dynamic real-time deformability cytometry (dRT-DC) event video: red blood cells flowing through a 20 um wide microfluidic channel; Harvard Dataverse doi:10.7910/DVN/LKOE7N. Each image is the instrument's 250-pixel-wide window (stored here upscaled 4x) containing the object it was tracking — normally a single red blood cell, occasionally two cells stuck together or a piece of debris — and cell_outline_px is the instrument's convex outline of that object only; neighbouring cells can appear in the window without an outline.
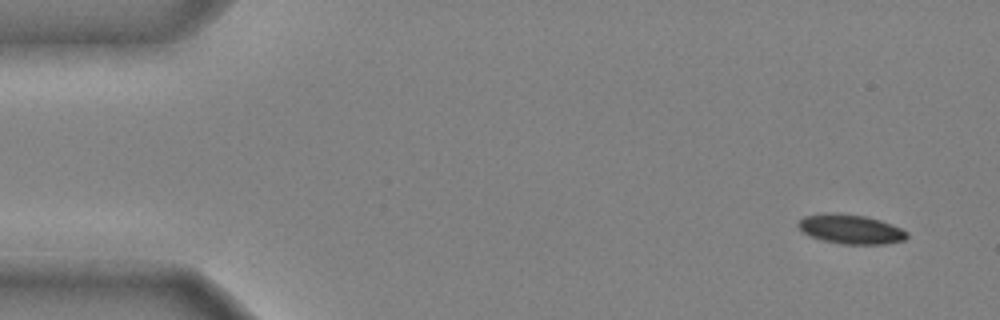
{"species": "common noctule bat (a hibernating species)", "species_latin": "Nyctalus noctula", "temperature_condition": "cold", "stored_images_in_passage": 46, "camera_frame_rate_fps": 3000, "um_per_image_px": 0.085, "animal": {"sex": "male", "body_mass_g": 20.4}, "frame": {"image": 1, "passage_image": 1, "time_ms": 0.0, "image_size_px": [1000, 320], "cell_outline_px": [[908, 236], [904, 240], [884, 244], [840, 244], [808, 236], [796, 224], [804, 216], [864, 216], [880, 220], [900, 228], [908, 232]], "centroid_in_image_um": [72.37, 19.54], "position_along_channel_um": 12.6, "area_um2": 17.63}}
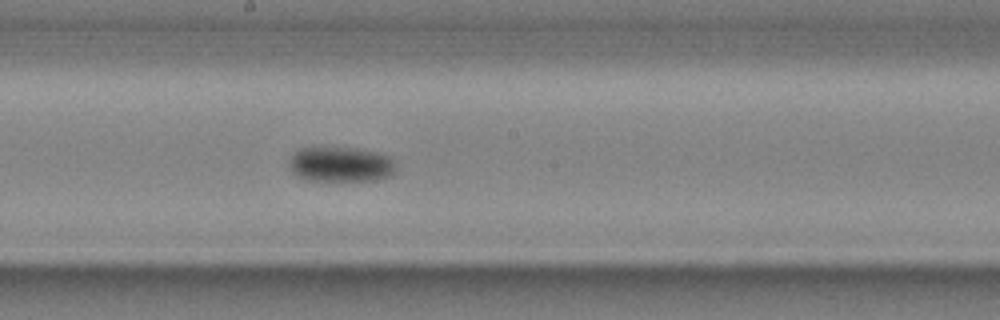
{"frame": {"image": 2, "passage_image": 25, "time_ms": 8.0, "image_size_px": [1000, 320], "cell_outline_px": [[396, 172], [392, 176], [376, 180], [304, 180], [296, 176], [292, 172], [288, 164], [292, 156], [300, 148], [356, 148], [376, 152], [388, 156], [392, 160], [396, 168]], "centroid_in_image_um": [28.97, 13.98], "position_along_channel_um": 219.2, "area_um2": 21.79}}
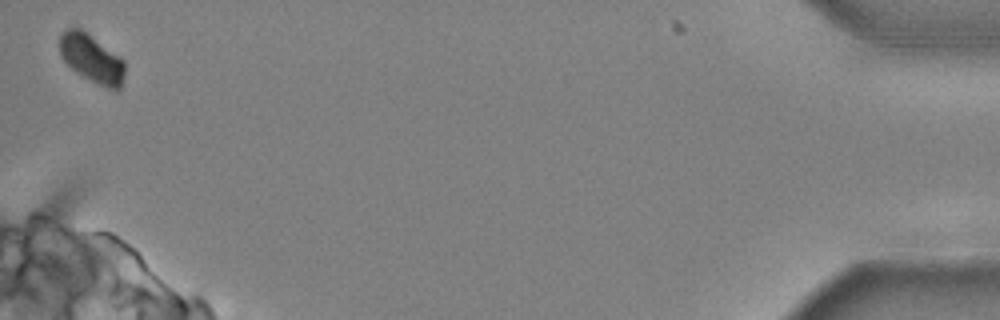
{"frame": {"image": 3, "passage_image": 46, "time_ms": 15.0, "image_size_px": [1000, 320], "cell_outline_px": [[124, 76], [120, 88], [108, 88], [76, 72], [60, 56], [60, 36], [68, 28], [80, 28], [124, 60]], "centroid_in_image_um": [7.78, 4.96], "position_along_channel_um": 427.4, "area_um2": 17.63}, "authors_computed_cell_mechanics": {"area_um2": 20.3456, "velocity_mm_per_s": 3.96, "shape_relaxation_time_tau1_ms": 3.5549, "shape_relaxation_time_tau2_ms": null, "deformation_change_tau1": 0.1069, "deformation_change_tau2": null}}